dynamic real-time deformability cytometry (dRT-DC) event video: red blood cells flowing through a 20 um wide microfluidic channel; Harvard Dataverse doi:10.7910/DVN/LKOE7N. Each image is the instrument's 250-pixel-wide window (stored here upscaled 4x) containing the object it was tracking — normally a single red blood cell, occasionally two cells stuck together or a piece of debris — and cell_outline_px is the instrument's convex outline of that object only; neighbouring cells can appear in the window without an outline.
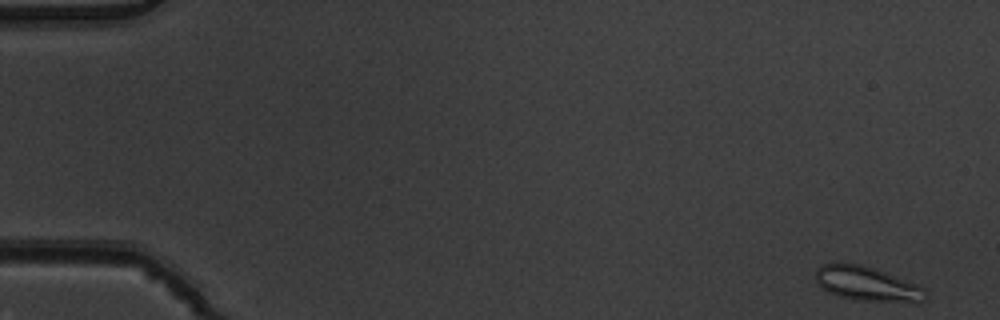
{"species": "common noctule bat (a hibernating species)", "species_latin": "Nyctalus noctula", "temperature_condition": "warm", "stored_images_in_passage": 8, "camera_frame_rate_fps": 3000, "um_per_image_px": 0.085, "animal": {"sex": "male", "body_mass_g": 19.5, "forearm_length_mm": 54.6}, "frame": {"image": 1, "passage_image": 1, "time_ms": 0.0, "image_size_px": [1000, 320], "cell_outline_px": [[928, 296], [924, 300], [860, 300], [836, 296], [820, 288], [816, 284], [816, 268], [824, 264], [860, 264], [884, 272], [916, 284], [924, 288], [928, 292]], "centroid_in_image_um": [73.62, 24.11], "position_along_channel_um": 11.4, "area_um2": 21.33}}
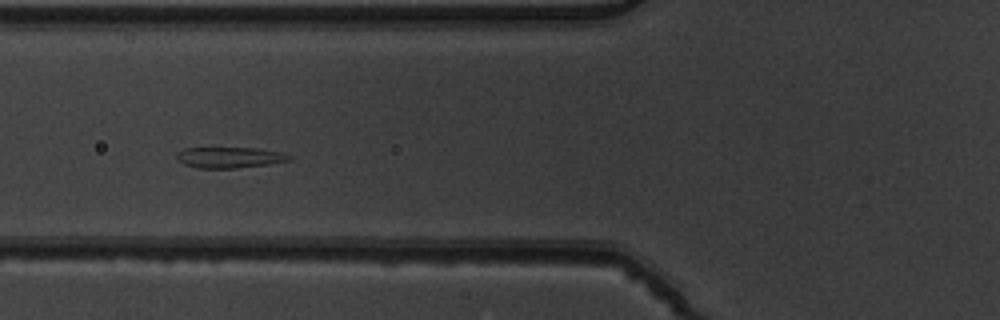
{"frame": {"image": 2, "passage_image": 6, "time_ms": 1.667, "image_size_px": [1000, 320], "cell_outline_px": [[292, 156], [288, 160], [268, 164], [236, 168], [196, 168], [184, 164], [176, 160], [176, 152], [184, 148], [256, 148], [284, 152]], "centroid_in_image_um": [19.47, 13.38], "position_along_channel_um": 106.3, "area_um2": 13.76}}
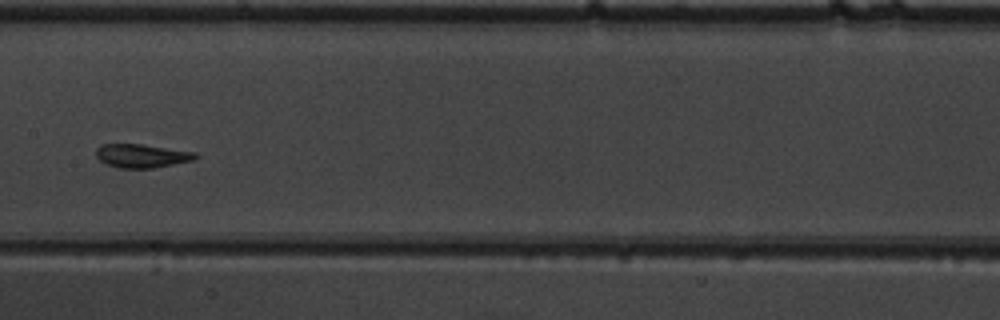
{"frame": {"image": 3, "passage_image": 8, "time_ms": 2.333, "image_size_px": [1000, 320], "cell_outline_px": [[200, 156], [196, 160], [152, 168], [120, 168], [104, 164], [96, 156], [96, 148], [100, 144], [140, 144], [196, 152]], "centroid_in_image_um": [12.06, 13.25], "position_along_channel_um": 195.3, "area_um2": 13.81}}